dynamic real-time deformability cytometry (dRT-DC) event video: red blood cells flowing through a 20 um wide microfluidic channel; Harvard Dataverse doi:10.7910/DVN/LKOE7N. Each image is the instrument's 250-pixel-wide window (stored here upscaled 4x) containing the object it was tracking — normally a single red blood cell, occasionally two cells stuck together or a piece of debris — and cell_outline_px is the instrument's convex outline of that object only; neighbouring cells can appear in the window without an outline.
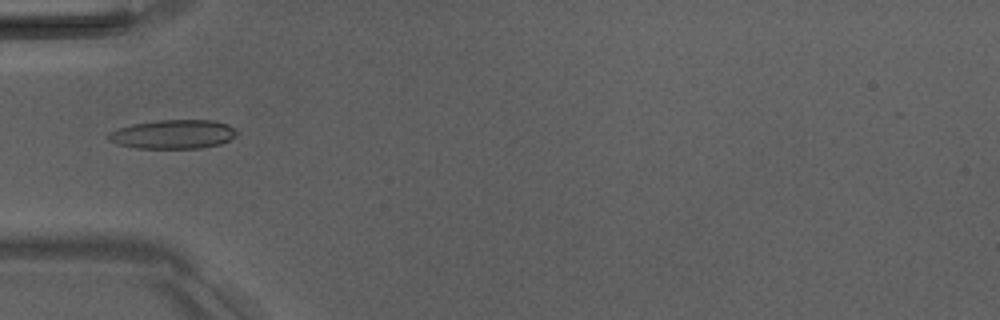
{"species": "Egyptian fruit bat (a non-hibernating species)", "species_latin": "Rousettus aegyptiacus", "temperature_condition": "room temperature", "stored_images_in_passage": 4, "camera_frame_rate_fps": 3000, "um_per_image_px": 0.085, "animal": {"sex": "male"}, "frame": {"image": 1, "passage_image": 3, "time_ms": 3.333, "image_size_px": [1000, 320], "cell_outline_px": [[240, 132], [236, 136], [220, 144], [200, 148], [136, 148], [120, 144], [108, 140], [108, 132], [132, 124], [156, 120], [212, 120], [228, 124]], "centroid_in_image_um": [14.75, 11.4], "position_along_channel_um": 70.2, "area_um2": 21.68}}